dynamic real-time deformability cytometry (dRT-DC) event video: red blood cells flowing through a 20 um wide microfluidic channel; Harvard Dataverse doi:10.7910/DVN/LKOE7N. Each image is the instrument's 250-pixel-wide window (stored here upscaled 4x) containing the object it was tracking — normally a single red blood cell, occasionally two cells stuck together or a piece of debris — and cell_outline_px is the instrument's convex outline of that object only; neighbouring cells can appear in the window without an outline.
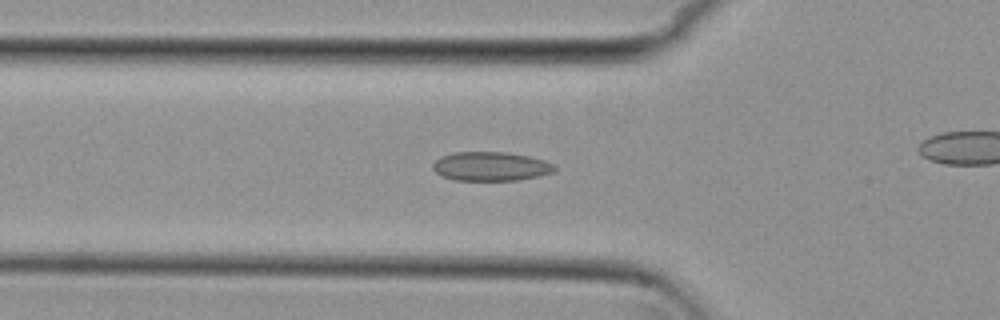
{"species": "common noctule bat (a hibernating species)", "species_latin": "Nyctalus noctula", "temperature_condition": "cold", "stored_images_in_passage": 27, "camera_frame_rate_fps": 3000, "um_per_image_px": 0.085, "animal": {"sex": "female", "body_mass_g": 29.2, "forearm_length_mm": 56.3}, "frame": {"image": 1, "passage_image": 2, "time_ms": 0.333, "image_size_px": [1000, 320], "cell_outline_px": [[556, 168], [552, 172], [540, 176], [516, 180], [456, 180], [444, 176], [436, 172], [432, 168], [432, 164], [440, 156], [452, 152], [504, 152], [528, 156], [544, 160], [556, 164]], "centroid_in_image_um": [41.72, 14.13], "position_along_channel_um": 84.1, "area_um2": 20.58}}
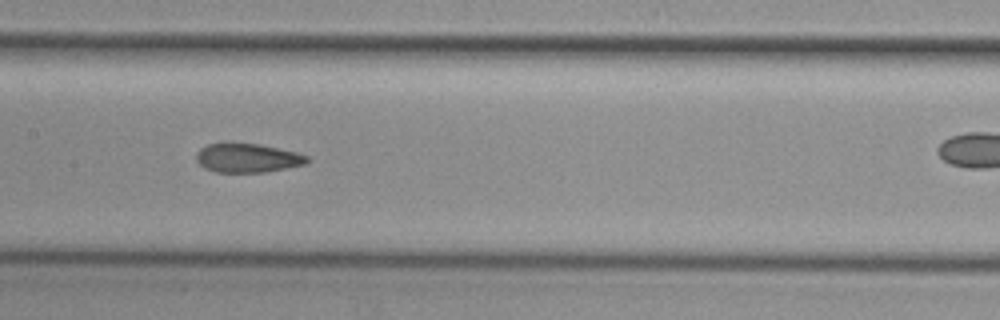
{"frame": {"image": 2, "passage_image": 10, "time_ms": 3.0, "image_size_px": [1000, 320], "cell_outline_px": [[308, 164], [264, 172], [216, 172], [204, 168], [196, 160], [196, 152], [200, 148], [208, 144], [260, 144], [296, 152], [308, 156]], "centroid_in_image_um": [21.04, 13.44], "position_along_channel_um": 186.4, "area_um2": 18.55}}
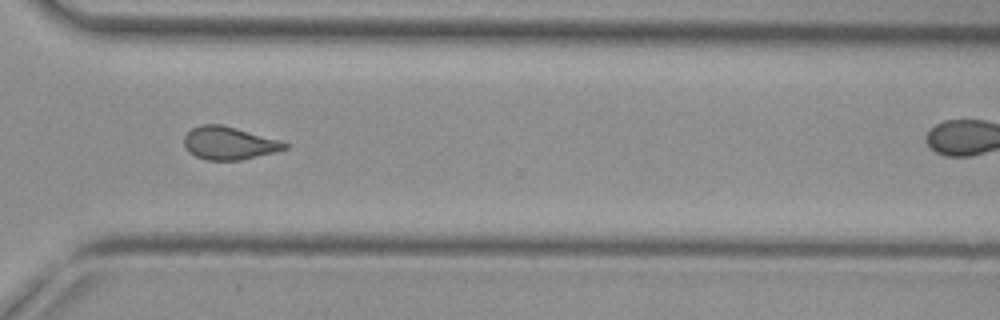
{"frame": {"image": 3, "passage_image": 23, "time_ms": 7.333, "image_size_px": [1000, 320], "cell_outline_px": [[288, 148], [240, 160], [208, 160], [196, 156], [188, 152], [184, 148], [184, 136], [192, 128], [200, 124], [220, 124], [236, 128], [280, 140], [288, 144]], "centroid_in_image_um": [19.42, 12.16], "position_along_channel_um": 351.2, "area_um2": 19.13}}